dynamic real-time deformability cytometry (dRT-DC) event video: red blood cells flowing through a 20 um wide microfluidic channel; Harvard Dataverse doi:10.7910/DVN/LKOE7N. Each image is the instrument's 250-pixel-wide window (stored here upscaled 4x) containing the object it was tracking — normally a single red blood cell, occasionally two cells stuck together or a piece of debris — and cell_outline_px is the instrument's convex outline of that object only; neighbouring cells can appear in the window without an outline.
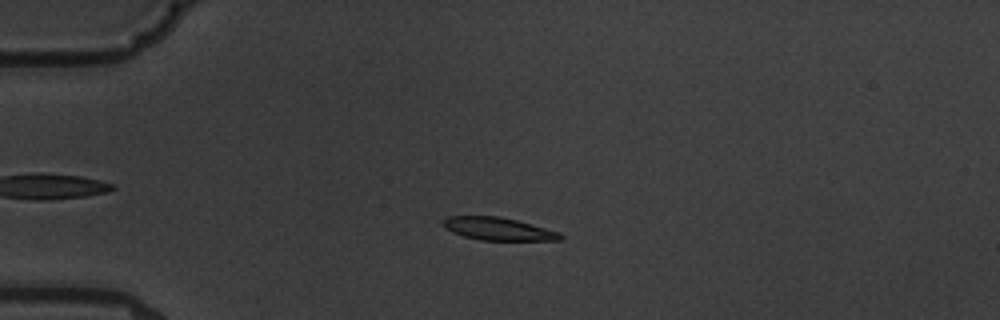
{"species": "common noctule bat (a hibernating species)", "species_latin": "Nyctalus noctula", "temperature_condition": "warm", "stored_images_in_passage": 5, "camera_frame_rate_fps": 3000, "um_per_image_px": 0.085, "animal": {"sex": "male", "body_mass_g": 19.5, "forearm_length_mm": 54.6}, "frame": {"image": 1, "passage_image": 3, "time_ms": 2.0, "image_size_px": [1000, 320], "cell_outline_px": [[564, 236], [560, 240], [480, 240], [464, 236], [452, 232], [444, 228], [444, 220], [448, 216], [500, 216], [516, 220], [560, 232]], "centroid_in_image_um": [42.35, 19.45], "position_along_channel_um": 42.7, "area_um2": 15.43}}
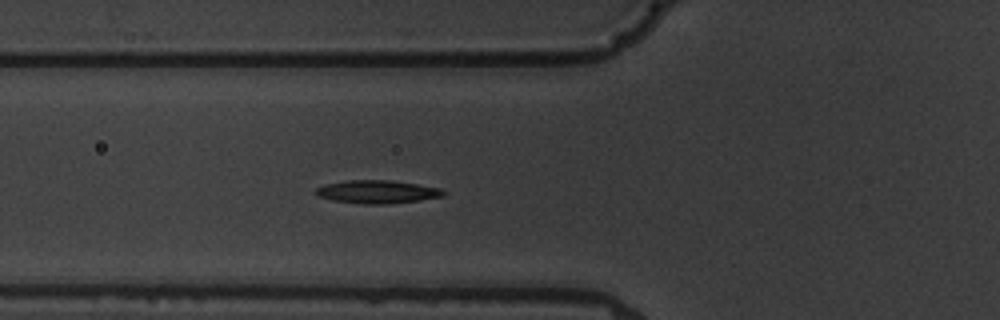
{"frame": {"image": 2, "passage_image": 5, "time_ms": 4.333, "image_size_px": [1000, 320], "cell_outline_px": [[444, 196], [420, 200], [392, 204], [364, 204], [332, 200], [316, 196], [316, 188], [324, 184], [348, 180], [392, 180], [440, 188], [444, 192]], "centroid_in_image_um": [32.04, 16.31], "position_along_channel_um": 93.8, "area_um2": 17.22}}